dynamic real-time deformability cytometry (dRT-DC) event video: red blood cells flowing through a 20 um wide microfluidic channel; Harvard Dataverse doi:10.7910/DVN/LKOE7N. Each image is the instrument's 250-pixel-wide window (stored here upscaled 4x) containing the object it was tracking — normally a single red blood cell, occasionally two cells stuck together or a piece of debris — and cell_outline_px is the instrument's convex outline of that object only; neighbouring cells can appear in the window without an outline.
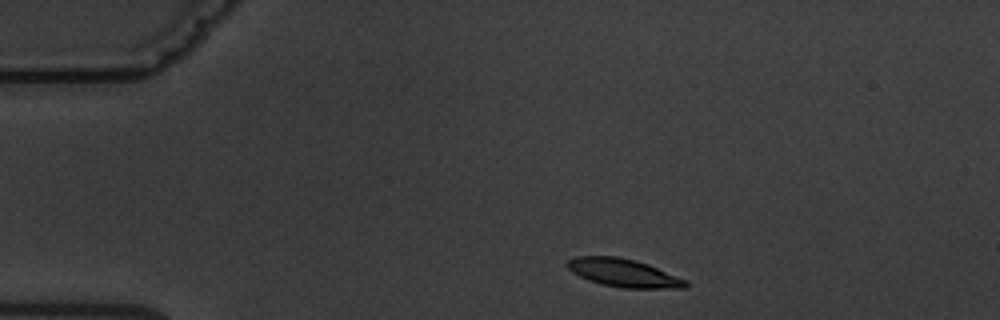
{"species": "common noctule bat (a hibernating species)", "species_latin": "Nyctalus noctula", "temperature_condition": "warm", "stored_images_in_passage": 2, "camera_frame_rate_fps": 3000, "um_per_image_px": 0.085, "animal": {"sex": "male", "body_mass_g": 19.5, "forearm_length_mm": 54.6}, "frame": {"image": 1, "passage_image": 1, "time_ms": 0.0, "image_size_px": [1000, 320], "cell_outline_px": [[688, 288], [620, 288], [600, 284], [588, 280], [572, 272], [564, 264], [568, 260], [576, 256], [616, 256], [636, 260], [648, 264], [688, 280]], "centroid_in_image_um": [53.0, 23.2], "position_along_channel_um": 32.0, "area_um2": 19.59}}